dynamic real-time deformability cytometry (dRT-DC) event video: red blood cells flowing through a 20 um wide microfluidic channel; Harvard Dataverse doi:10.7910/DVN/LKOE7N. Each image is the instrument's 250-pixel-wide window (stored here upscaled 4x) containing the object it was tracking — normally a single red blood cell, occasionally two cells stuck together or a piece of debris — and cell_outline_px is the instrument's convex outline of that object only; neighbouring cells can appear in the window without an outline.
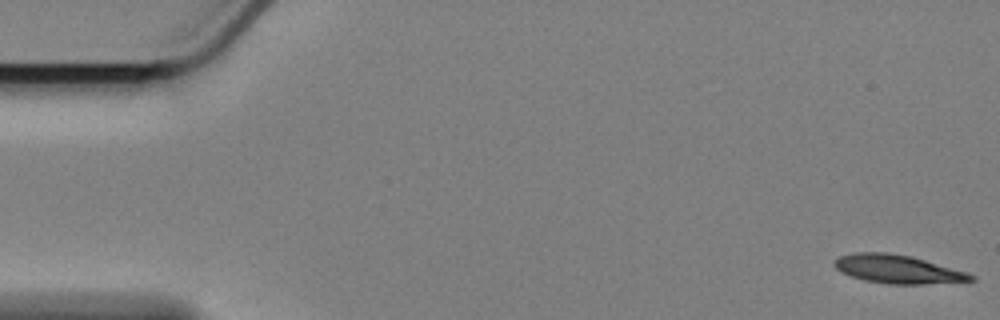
{"species": "Egyptian fruit bat (a non-hibernating species)", "species_latin": "Rousettus aegyptiacus", "temperature_condition": "cold", "stored_images_in_passage": 58, "camera_frame_rate_fps": 3000, "um_per_image_px": 0.085, "animal": {"sex": "female"}, "frame": {"image": 1, "passage_image": 1, "time_ms": 0.0, "image_size_px": [1000, 320], "cell_outline_px": [[976, 280], [920, 284], [888, 284], [864, 280], [840, 272], [832, 264], [832, 260], [840, 256], [852, 252], [888, 252], [912, 256], [968, 272], [976, 276]], "centroid_in_image_um": [76.28, 22.86], "position_along_channel_um": 8.7, "area_um2": 22.83}}
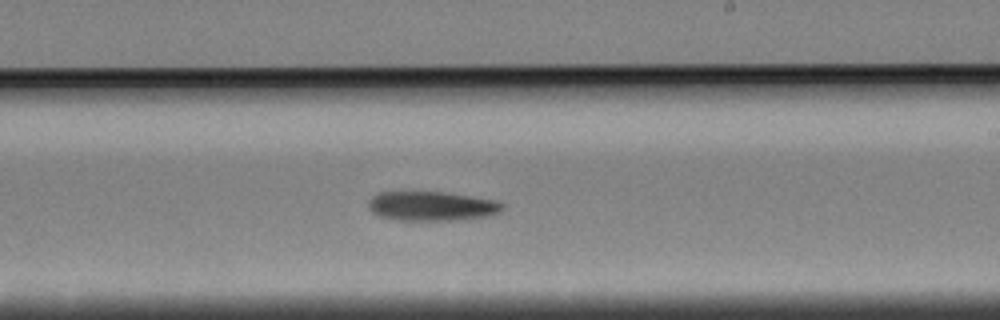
{"frame": {"image": 2, "passage_image": 34, "time_ms": 11.0, "image_size_px": [1000, 320], "cell_outline_px": [[504, 208], [500, 212], [484, 216], [452, 220], [396, 220], [380, 216], [372, 212], [368, 208], [368, 200], [372, 196], [380, 192], [444, 192], [500, 200], [504, 204]], "centroid_in_image_um": [36.7, 17.51], "position_along_channel_um": 252.3, "area_um2": 23.0}}
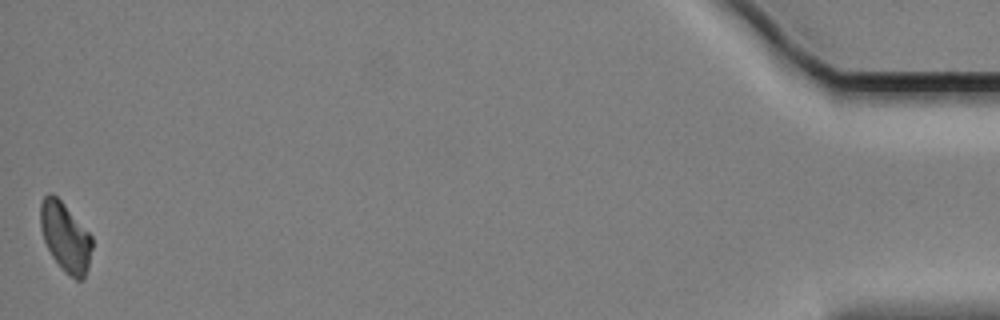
{"frame": {"image": 3, "passage_image": 58, "time_ms": 19.0, "image_size_px": [1000, 320], "cell_outline_px": [[92, 248], [88, 268], [84, 280], [76, 280], [64, 272], [52, 256], [44, 240], [40, 228], [40, 204], [44, 196], [48, 192], [52, 192], [64, 204], [92, 236]], "centroid_in_image_um": [5.55, 20.16], "position_along_channel_um": 429.6, "area_um2": 20.87}, "authors_computed_cell_mechanics": {"area_um2": 23.1778, "velocity_mm_per_s": 3.38, "shape_relaxation_time_tau1_ms": 3.7321, "shape_relaxation_time_tau2_ms": null, "deformation_change_tau1": 0.1275, "deformation_change_tau2": null}}